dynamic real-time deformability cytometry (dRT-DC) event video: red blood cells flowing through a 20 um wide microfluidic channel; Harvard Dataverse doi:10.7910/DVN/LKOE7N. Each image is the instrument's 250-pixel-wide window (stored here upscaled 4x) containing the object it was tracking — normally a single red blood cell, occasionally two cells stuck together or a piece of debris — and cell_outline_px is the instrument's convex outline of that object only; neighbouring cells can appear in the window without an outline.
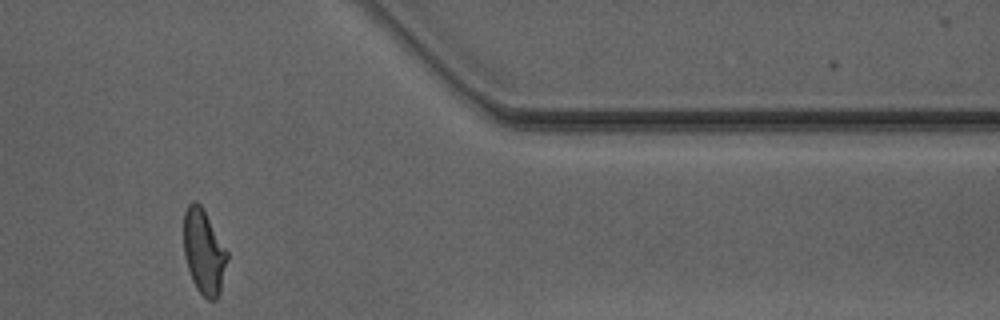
{"species": "Egyptian fruit bat (a non-hibernating species)", "species_latin": "Rousettus aegyptiacus", "temperature_condition": "warm", "stored_images_in_passage": 13, "camera_frame_rate_fps": 3000, "um_per_image_px": 0.085, "animal": {"sex": "male"}, "frame": {"image": 1, "passage_image": 11, "time_ms": 13.333, "image_size_px": [1000, 320], "cell_outline_px": [[228, 256], [220, 292], [216, 300], [208, 300], [196, 288], [192, 280], [184, 256], [184, 212], [188, 204], [192, 200], [196, 200], [204, 208], [228, 252]], "centroid_in_image_um": [17.32, 21.37], "position_along_channel_um": 394.1, "area_um2": 21.62}}